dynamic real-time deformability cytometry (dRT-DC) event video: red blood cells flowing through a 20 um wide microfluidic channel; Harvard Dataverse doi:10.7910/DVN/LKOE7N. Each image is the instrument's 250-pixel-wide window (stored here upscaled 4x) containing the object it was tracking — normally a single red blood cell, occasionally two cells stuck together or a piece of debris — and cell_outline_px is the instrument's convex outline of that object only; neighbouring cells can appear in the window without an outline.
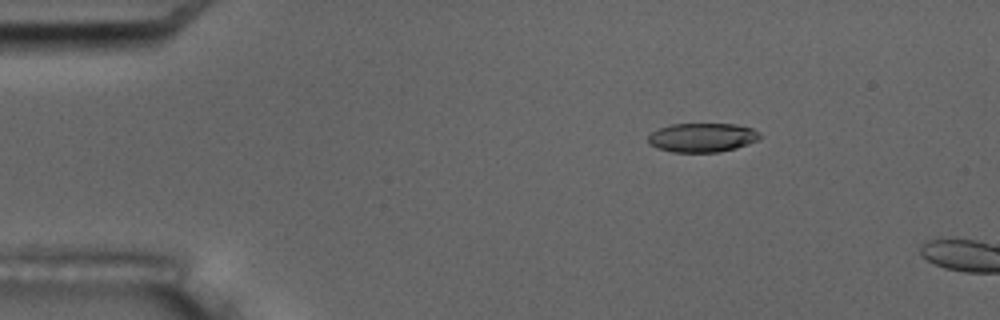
{"species": "common noctule bat (a hibernating species)", "species_latin": "Nyctalus noctula", "temperature_condition": "room temperature", "stored_images_in_passage": 3, "camera_frame_rate_fps": 3000, "um_per_image_px": 0.085, "animal": {"sex": "male", "body_mass_g": 17.5, "forearm_length_mm": 52.3}, "frame": {"image": 1, "passage_image": 2, "time_ms": 1.0, "image_size_px": [1000, 320], "cell_outline_px": [[760, 136], [756, 140], [748, 144], [736, 148], [720, 152], [672, 152], [648, 144], [648, 136], [652, 132], [660, 128], [672, 124], [736, 124], [752, 128], [760, 132]], "centroid_in_image_um": [59.7, 11.69], "position_along_channel_um": 25.3, "area_um2": 18.84}}